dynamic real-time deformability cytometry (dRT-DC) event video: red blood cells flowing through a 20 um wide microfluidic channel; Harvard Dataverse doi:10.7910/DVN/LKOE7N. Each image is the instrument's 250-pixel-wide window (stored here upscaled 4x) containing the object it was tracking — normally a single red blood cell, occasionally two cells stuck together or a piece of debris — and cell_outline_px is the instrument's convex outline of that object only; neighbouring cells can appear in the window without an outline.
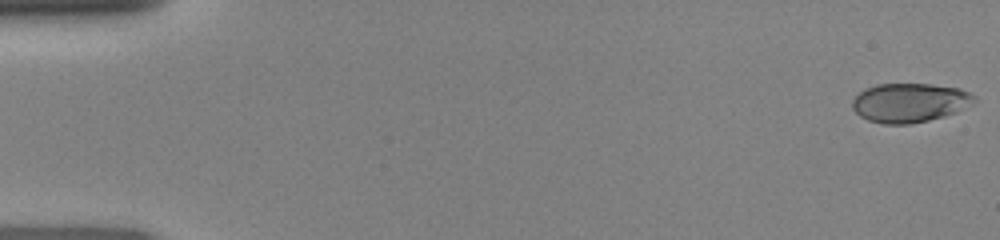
{"species": "human", "species_latin": "Homo sapiens", "temperature_condition": "room temperature", "stored_images_in_passage": 48, "camera_frame_rate_fps": 3000, "um_per_image_px": 0.085, "donor": {"sex": "female"}, "frame": {"image": 1, "passage_image": 1, "time_ms": 0.0, "image_size_px": [1000, 240], "cell_outline_px": [[976, 100], [956, 112], [928, 120], [908, 124], [884, 124], [868, 120], [860, 116], [852, 108], [852, 100], [860, 92], [876, 84], [928, 84], [956, 88], [968, 92], [976, 96]], "centroid_in_image_um": [77.28, 8.73], "position_along_channel_um": 7.7, "area_um2": 27.4}}
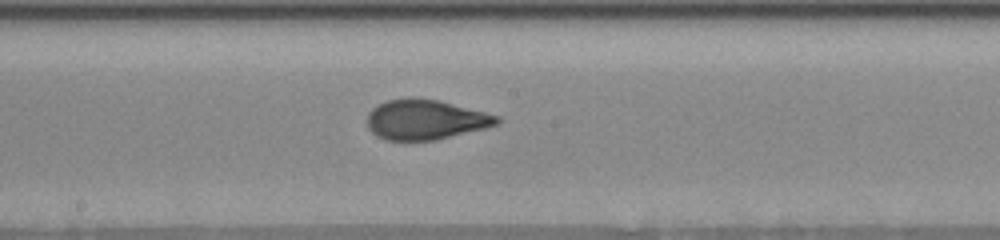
{"frame": {"image": 2, "passage_image": 26, "time_ms": 8.333, "image_size_px": [1000, 240], "cell_outline_px": [[500, 124], [436, 140], [384, 140], [376, 136], [368, 128], [368, 112], [372, 108], [388, 100], [404, 96], [412, 96], [440, 100], [500, 116]], "centroid_in_image_um": [36.15, 10.15], "position_along_channel_um": 212.0, "area_um2": 30.52}}
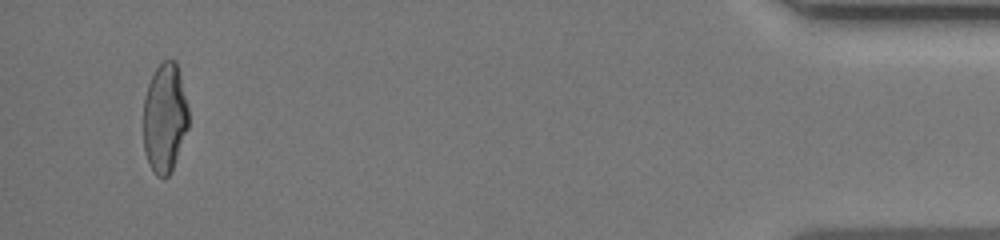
{"frame": {"image": 3, "passage_image": 46, "time_ms": 15.0, "image_size_px": [1000, 240], "cell_outline_px": [[188, 128], [172, 172], [164, 180], [156, 176], [144, 152], [144, 100], [148, 84], [156, 68], [164, 60], [176, 60], [188, 108]], "centroid_in_image_um": [14.01, 10.07], "position_along_channel_um": 421.2, "area_um2": 28.78}}